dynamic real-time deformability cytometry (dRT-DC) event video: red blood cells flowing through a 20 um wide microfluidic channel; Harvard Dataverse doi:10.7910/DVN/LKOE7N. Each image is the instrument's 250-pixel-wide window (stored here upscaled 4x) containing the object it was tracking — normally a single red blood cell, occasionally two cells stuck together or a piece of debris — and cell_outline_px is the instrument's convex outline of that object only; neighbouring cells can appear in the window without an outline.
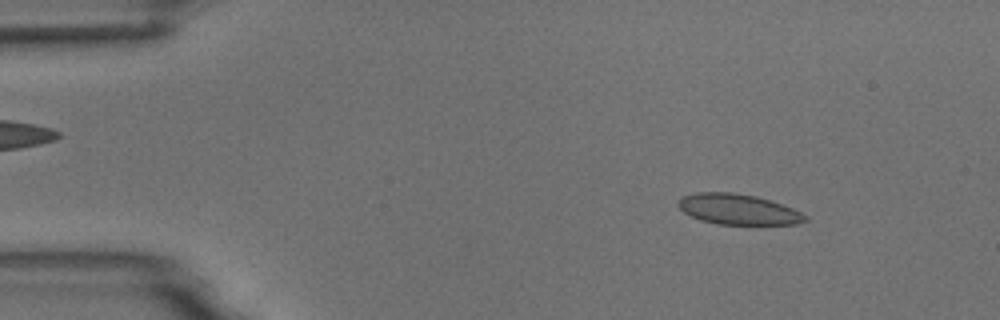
{"species": "common noctule bat (a hibernating species)", "species_latin": "Nyctalus noctula", "temperature_condition": "room temperature", "stored_images_in_passage": 4, "camera_frame_rate_fps": 3000, "um_per_image_px": 0.085, "animal": {"sex": "male", "body_mass_g": 18.8}, "frame": {"image": 1, "passage_image": 2, "time_ms": 1.333, "image_size_px": [1000, 320], "cell_outline_px": [[808, 220], [796, 224], [716, 224], [700, 220], [684, 212], [676, 204], [684, 196], [696, 192], [732, 192], [756, 196], [792, 208], [808, 216]], "centroid_in_image_um": [62.73, 17.79], "position_along_channel_um": 22.3, "area_um2": 22.37}}
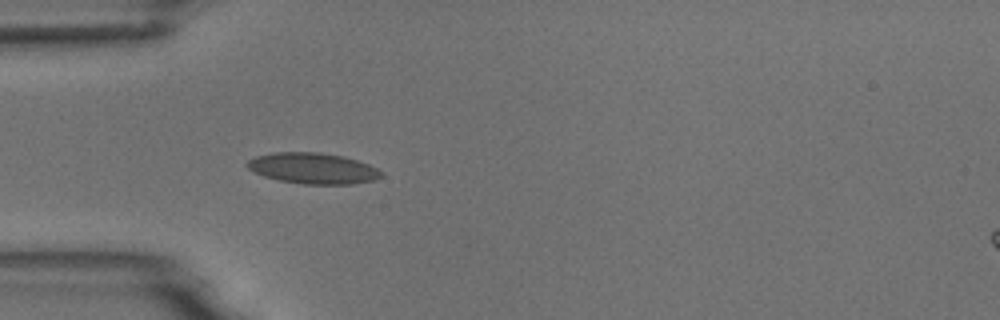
{"frame": {"image": 2, "passage_image": 4, "time_ms": 4.333, "image_size_px": [1000, 320], "cell_outline_px": [[384, 176], [372, 180], [352, 184], [304, 184], [280, 180], [264, 176], [248, 168], [244, 164], [248, 160], [256, 156], [272, 152], [320, 152], [344, 156], [368, 164], [384, 172]], "centroid_in_image_um": [26.61, 14.3], "position_along_channel_um": 58.4, "area_um2": 24.16}}